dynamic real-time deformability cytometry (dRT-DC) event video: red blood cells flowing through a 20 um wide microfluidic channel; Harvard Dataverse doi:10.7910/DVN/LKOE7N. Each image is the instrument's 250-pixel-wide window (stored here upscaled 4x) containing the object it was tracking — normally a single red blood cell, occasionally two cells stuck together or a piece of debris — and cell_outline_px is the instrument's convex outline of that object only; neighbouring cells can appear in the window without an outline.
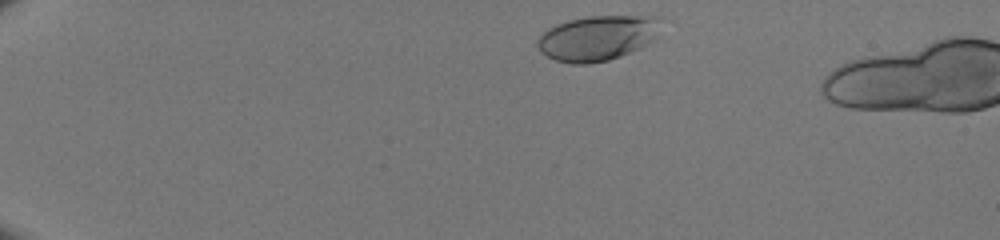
{"species": "human", "species_latin": "Homo sapiens", "temperature_condition": "room temperature", "stored_images_in_passage": 6, "camera_frame_rate_fps": 3000, "um_per_image_px": 0.085, "donor": {"sex": "male"}, "frame": {"image": 1, "passage_image": 2, "time_ms": 0.333, "image_size_px": [1000, 240], "cell_outline_px": [[664, 16], [652, 40], [640, 48], [620, 56], [608, 60], [588, 64], [572, 64], [556, 60], [540, 52], [536, 44], [536, 40], [548, 28], [556, 24], [568, 20], [588, 16]], "centroid_in_image_um": [50.76, 3.22], "position_along_channel_um": 34.2, "area_um2": 32.43}}